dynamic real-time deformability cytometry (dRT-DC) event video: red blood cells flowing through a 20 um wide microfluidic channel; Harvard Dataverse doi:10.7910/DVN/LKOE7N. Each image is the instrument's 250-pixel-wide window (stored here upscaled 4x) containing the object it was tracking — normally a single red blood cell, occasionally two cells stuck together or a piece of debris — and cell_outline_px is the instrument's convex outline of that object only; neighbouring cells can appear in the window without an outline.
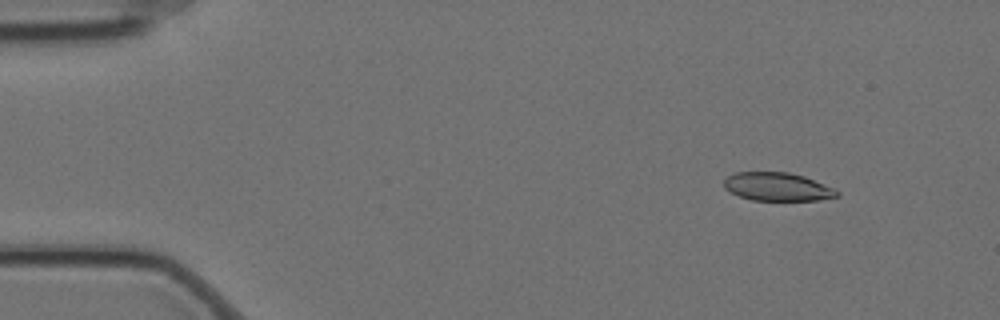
{"species": "Egyptian fruit bat (a non-hibernating species)", "species_latin": "Rousettus aegyptiacus", "temperature_condition": "cold", "stored_images_in_passage": 4, "camera_frame_rate_fps": 3000, "um_per_image_px": 0.085, "animal": {"sex": "female"}, "frame": {"image": 1, "passage_image": 1, "time_ms": 0.0, "image_size_px": [1000, 320], "cell_outline_px": [[840, 196], [816, 200], [752, 200], [740, 196], [724, 188], [724, 180], [728, 176], [736, 172], [788, 172], [804, 176], [836, 188], [840, 192]], "centroid_in_image_um": [66.12, 15.87], "position_along_channel_um": 18.9, "area_um2": 18.67}}
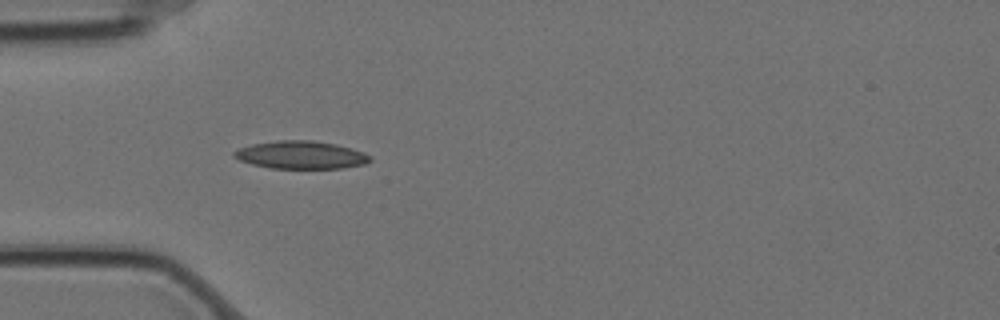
{"frame": {"image": 2, "passage_image": 4, "time_ms": 1.0, "image_size_px": [1000, 320], "cell_outline_px": [[372, 160], [364, 164], [344, 168], [268, 168], [252, 164], [240, 160], [232, 156], [232, 152], [240, 148], [252, 144], [280, 140], [312, 140], [336, 144], [352, 148], [364, 152], [372, 156]], "centroid_in_image_um": [25.6, 13.17], "position_along_channel_um": 59.4, "area_um2": 22.14}}